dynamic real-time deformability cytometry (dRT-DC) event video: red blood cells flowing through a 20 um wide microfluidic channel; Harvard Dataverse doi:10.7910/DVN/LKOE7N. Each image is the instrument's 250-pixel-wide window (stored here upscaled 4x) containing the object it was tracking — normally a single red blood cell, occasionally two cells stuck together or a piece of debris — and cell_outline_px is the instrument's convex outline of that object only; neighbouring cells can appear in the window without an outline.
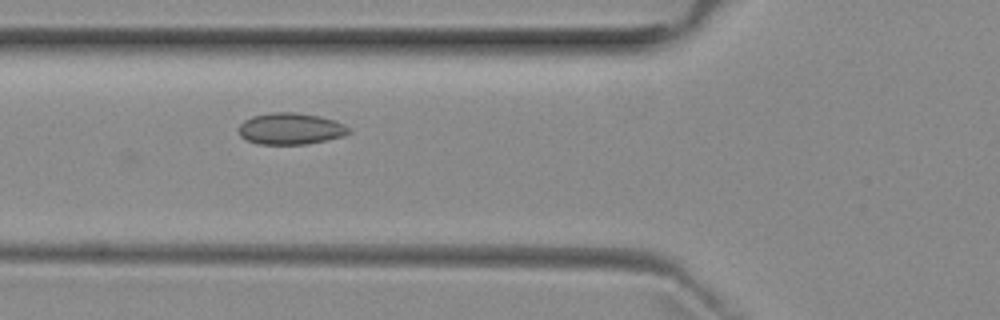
{"species": "common noctule bat (a hibernating species)", "species_latin": "Nyctalus noctula", "temperature_condition": "room temperature", "stored_images_in_passage": 6, "camera_frame_rate_fps": 3000, "um_per_image_px": 0.085, "animal": {"sex": "female", "body_mass_g": 29.2, "forearm_length_mm": 56.3}, "frame": {"image": 1, "passage_image": 5, "time_ms": 6.667, "image_size_px": [1000, 320], "cell_outline_px": [[352, 132], [344, 136], [304, 144], [256, 144], [240, 136], [240, 124], [244, 120], [252, 116], [272, 112], [292, 112], [320, 116], [344, 124]], "centroid_in_image_um": [24.69, 10.94], "position_along_channel_um": 101.1, "area_um2": 20.06}}
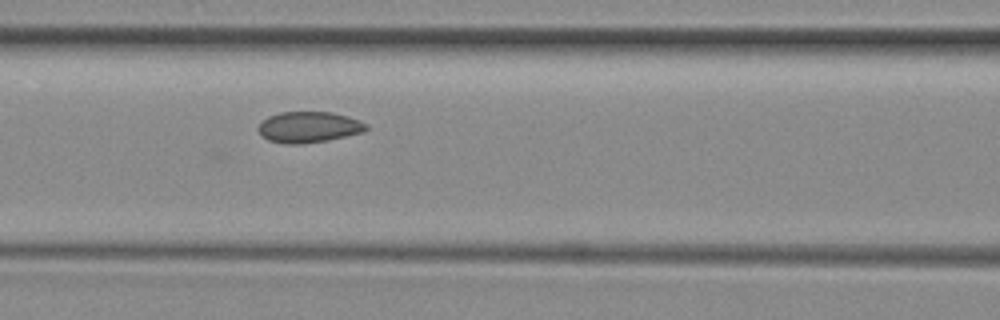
{"frame": {"image": 2, "passage_image": 6, "time_ms": 7.667, "image_size_px": [1000, 320], "cell_outline_px": [[368, 128], [364, 132], [328, 140], [300, 144], [288, 144], [268, 140], [260, 136], [256, 128], [268, 116], [280, 112], [332, 112], [348, 116], [360, 120], [368, 124]], "centroid_in_image_um": [26.25, 10.8], "position_along_channel_um": 140.4, "area_um2": 19.65}}